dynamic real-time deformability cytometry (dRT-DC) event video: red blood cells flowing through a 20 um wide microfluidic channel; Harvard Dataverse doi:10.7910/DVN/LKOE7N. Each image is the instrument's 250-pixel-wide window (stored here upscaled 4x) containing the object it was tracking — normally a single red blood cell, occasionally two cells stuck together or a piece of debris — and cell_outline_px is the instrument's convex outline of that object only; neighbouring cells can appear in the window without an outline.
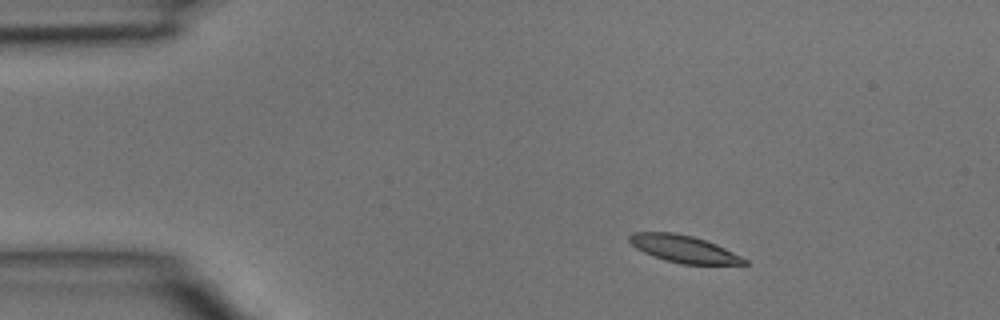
{"species": "common noctule bat (a hibernating species)", "species_latin": "Nyctalus noctula", "temperature_condition": "room temperature", "stored_images_in_passage": 5, "camera_frame_rate_fps": 3000, "um_per_image_px": 0.085, "animal": {"sex": "male", "body_mass_g": 15.6}, "frame": {"image": 1, "passage_image": 2, "time_ms": 0.333, "image_size_px": [1000, 320], "cell_outline_px": [[748, 264], [680, 264], [664, 260], [644, 252], [636, 248], [628, 240], [628, 236], [632, 232], [672, 232], [692, 236], [716, 244], [748, 260]], "centroid_in_image_um": [58.08, 21.15], "position_along_channel_um": 26.9, "area_um2": 18.03}}
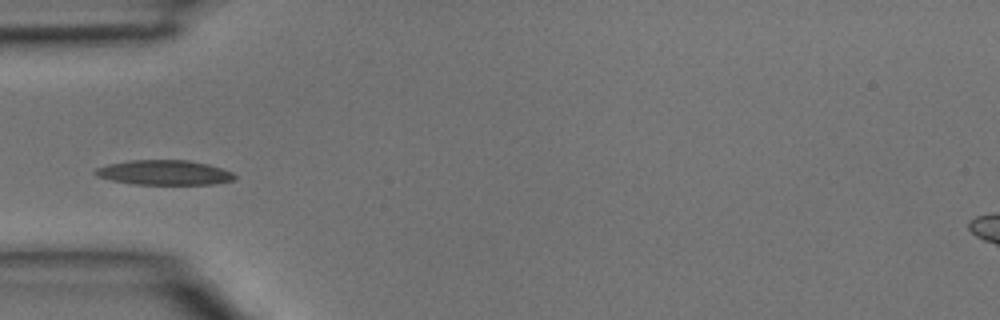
{"frame": {"image": 2, "passage_image": 4, "time_ms": 1.0, "image_size_px": [1000, 320], "cell_outline_px": [[236, 180], [216, 184], [132, 184], [112, 180], [96, 176], [92, 172], [96, 168], [108, 164], [128, 160], [188, 160], [208, 164], [232, 172], [236, 176]], "centroid_in_image_um": [13.96, 14.67], "position_along_channel_um": 71.0, "area_um2": 20.23}}